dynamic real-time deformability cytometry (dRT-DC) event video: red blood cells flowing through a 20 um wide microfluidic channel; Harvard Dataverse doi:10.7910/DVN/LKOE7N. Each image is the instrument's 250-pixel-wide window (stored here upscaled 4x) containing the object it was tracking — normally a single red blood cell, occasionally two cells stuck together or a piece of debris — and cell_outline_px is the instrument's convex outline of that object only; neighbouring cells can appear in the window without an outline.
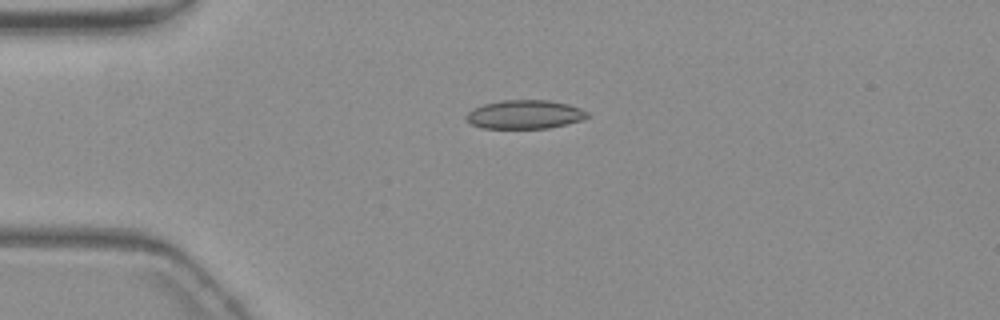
{"species": "common noctule bat (a hibernating species)", "species_latin": "Nyctalus noctula", "temperature_condition": "warm", "stored_images_in_passage": 43, "camera_frame_rate_fps": 3000, "um_per_image_px": 0.085, "animal": {"sex": "female", "body_mass_g": 19.3, "forearm_length_mm": 54.1}, "frame": {"image": 1, "passage_image": 1, "time_ms": 0.0, "image_size_px": [1000, 320], "cell_outline_px": [[588, 116], [580, 120], [548, 128], [480, 128], [472, 124], [464, 116], [472, 108], [484, 104], [504, 100], [548, 100], [568, 104], [580, 108], [588, 112]], "centroid_in_image_um": [44.57, 9.72], "position_along_channel_um": 40.4, "area_um2": 20.11}}
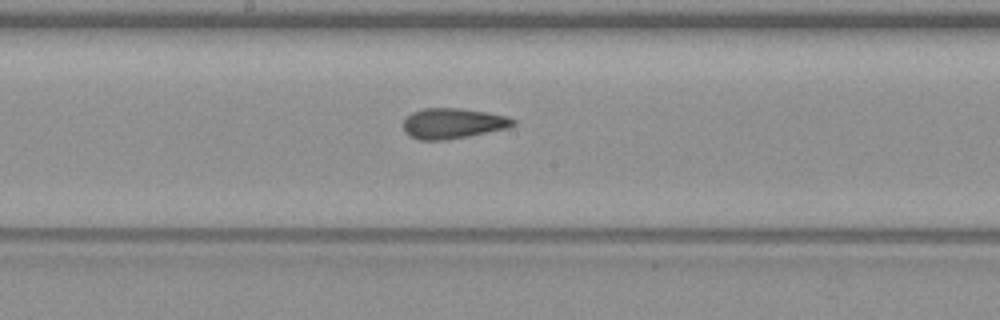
{"frame": {"image": 2, "passage_image": 17, "time_ms": 5.333, "image_size_px": [1000, 320], "cell_outline_px": [[516, 124], [504, 128], [468, 136], [448, 140], [420, 140], [408, 136], [404, 132], [404, 120], [412, 112], [424, 108], [460, 108], [484, 112], [504, 116], [516, 120]], "centroid_in_image_um": [38.43, 10.49], "position_along_channel_um": 209.8, "area_um2": 19.25}}
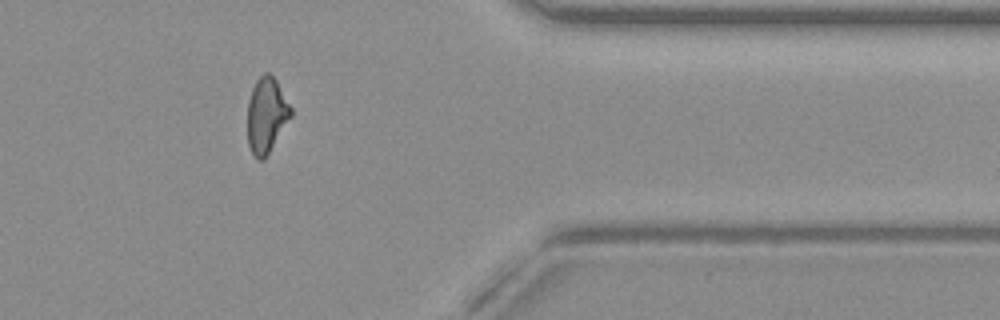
{"frame": {"image": 3, "passage_image": 33, "time_ms": 10.667, "image_size_px": [1000, 320], "cell_outline_px": [[292, 116], [264, 160], [256, 160], [248, 144], [248, 100], [252, 88], [256, 80], [264, 72], [268, 72], [276, 80], [292, 108]], "centroid_in_image_um": [22.65, 9.79], "position_along_channel_um": 388.7, "area_um2": 19.07}, "authors_computed_cell_mechanics": {"area_um2": 19.5942, "velocity_mm_per_s": 3.7196, "shape_relaxation_time_tau1_ms": 10.5253, "shape_relaxation_time_tau2_ms": 1.9649, "deformation_change_tau1": 0.2143, "deformation_change_tau2": 0.1013}}